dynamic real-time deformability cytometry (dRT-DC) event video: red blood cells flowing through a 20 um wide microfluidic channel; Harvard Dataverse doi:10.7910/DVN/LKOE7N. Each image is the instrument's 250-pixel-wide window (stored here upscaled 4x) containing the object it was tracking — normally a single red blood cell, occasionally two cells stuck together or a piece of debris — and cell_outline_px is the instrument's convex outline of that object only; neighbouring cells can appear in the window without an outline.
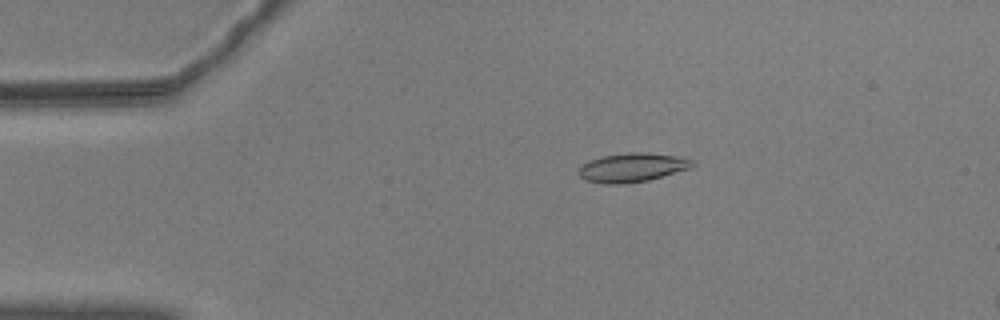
{"species": "common noctule bat (a hibernating species)", "species_latin": "Nyctalus noctula", "temperature_condition": "warm", "stored_images_in_passage": 18, "camera_frame_rate_fps": 3000, "um_per_image_px": 0.085, "animal": {"sex": "male", "body_mass_g": 20.5, "forearm_length_mm": 52.5}, "frame": {"image": 1, "passage_image": 11, "time_ms": 3.333, "image_size_px": [1000, 320], "cell_outline_px": [[696, 164], [692, 168], [648, 180], [624, 184], [604, 184], [584, 180], [576, 172], [584, 164], [592, 160], [604, 156], [628, 152], [648, 152], [680, 156], [696, 160]], "centroid_in_image_um": [53.81, 14.23], "position_along_channel_um": 31.2, "area_um2": 19.42}}